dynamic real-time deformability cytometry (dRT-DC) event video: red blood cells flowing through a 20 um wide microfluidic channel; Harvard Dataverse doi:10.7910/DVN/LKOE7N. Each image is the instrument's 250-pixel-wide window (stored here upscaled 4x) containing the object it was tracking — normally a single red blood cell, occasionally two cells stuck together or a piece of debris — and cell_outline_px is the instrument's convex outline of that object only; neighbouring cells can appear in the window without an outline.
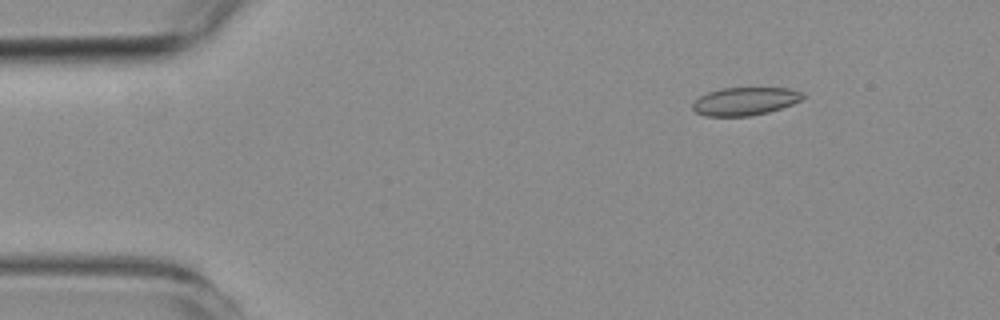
{"species": "common noctule bat (a hibernating species)", "species_latin": "Nyctalus noctula", "temperature_condition": "room temperature", "stored_images_in_passage": 49, "camera_frame_rate_fps": 3000, "um_per_image_px": 0.085, "animal": {"sex": "female", "body_mass_g": 19.3, "forearm_length_mm": 54.1}, "frame": {"image": 1, "passage_image": 5, "time_ms": 1.333, "image_size_px": [1000, 320], "cell_outline_px": [[804, 96], [800, 100], [792, 104], [768, 112], [752, 116], [704, 116], [696, 112], [692, 108], [692, 104], [700, 96], [708, 92], [720, 88], [788, 88], [804, 92]], "centroid_in_image_um": [63.31, 8.61], "position_along_channel_um": 21.7, "area_um2": 17.98}}
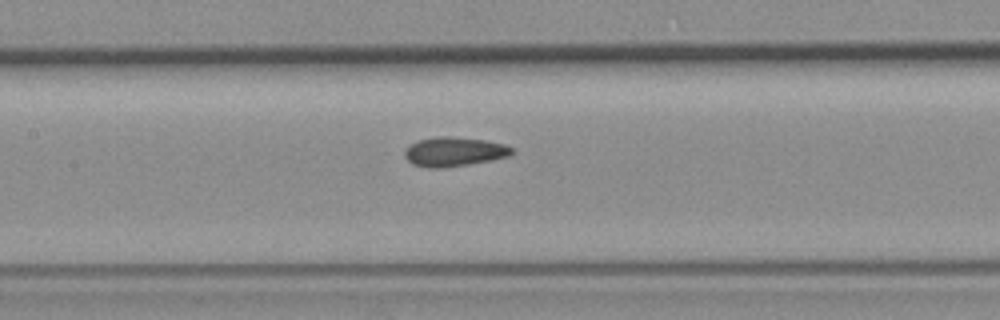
{"frame": {"image": 2, "passage_image": 23, "time_ms": 7.333, "image_size_px": [1000, 320], "cell_outline_px": [[516, 152], [508, 156], [488, 160], [440, 168], [428, 168], [412, 164], [404, 156], [404, 152], [412, 144], [420, 140], [436, 136], [452, 136], [484, 140], [504, 144], [512, 148]], "centroid_in_image_um": [38.59, 12.88], "position_along_channel_um": 168.8, "area_um2": 17.98}}
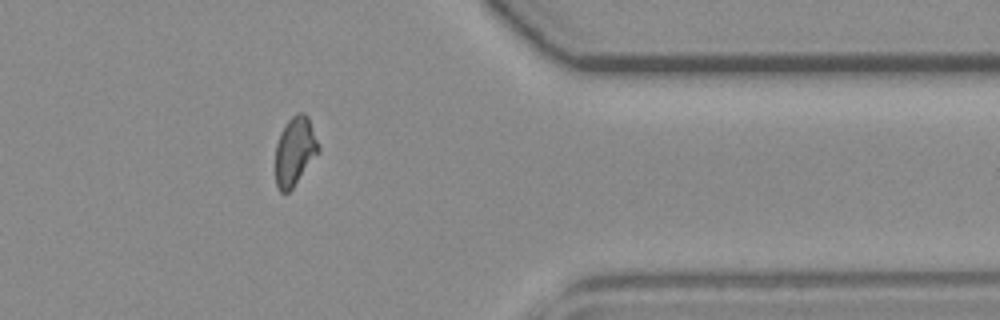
{"frame": {"image": 3, "passage_image": 42, "time_ms": 13.667, "image_size_px": [1000, 320], "cell_outline_px": [[320, 152], [292, 188], [288, 192], [280, 192], [276, 184], [276, 144], [280, 132], [284, 124], [296, 112], [304, 112], [308, 116], [320, 148]], "centroid_in_image_um": [25.07, 12.82], "position_along_channel_um": 386.3, "area_um2": 17.28}, "authors_computed_cell_mechanics": {"area_um2": 17.6868, "velocity_mm_per_s": 3.7317, "shape_relaxation_time_tau1_ms": null, "shape_relaxation_time_tau2_ms": 1.0771, "deformation_change_tau1": null, "deformation_change_tau2": 0.053}}